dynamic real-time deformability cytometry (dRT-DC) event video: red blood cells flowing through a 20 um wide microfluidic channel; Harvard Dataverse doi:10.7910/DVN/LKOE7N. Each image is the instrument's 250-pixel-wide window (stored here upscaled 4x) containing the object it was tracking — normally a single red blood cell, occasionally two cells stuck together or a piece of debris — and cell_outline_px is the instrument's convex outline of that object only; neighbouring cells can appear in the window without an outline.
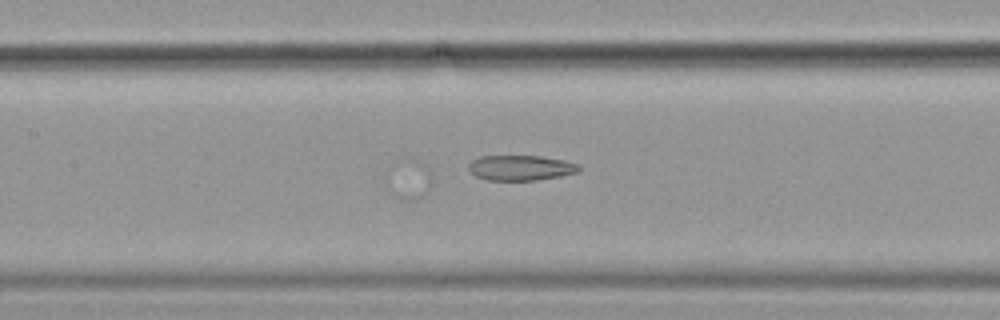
{"species": "common noctule bat (a hibernating species)", "species_latin": "Nyctalus noctula", "temperature_condition": "cold", "stored_images_in_passage": 57, "camera_frame_rate_fps": 3000, "um_per_image_px": 0.085, "animal": {"sex": "female", "body_mass_g": 19.9}, "frame": {"image": 1, "passage_image": 27, "time_ms": 8.667, "image_size_px": [1000, 320], "cell_outline_px": [[580, 172], [560, 176], [536, 180], [488, 180], [476, 176], [468, 168], [468, 164], [472, 160], [480, 156], [540, 156], [564, 160], [580, 164]], "centroid_in_image_um": [44.29, 14.26], "position_along_channel_um": 163.1, "area_um2": 16.24}}
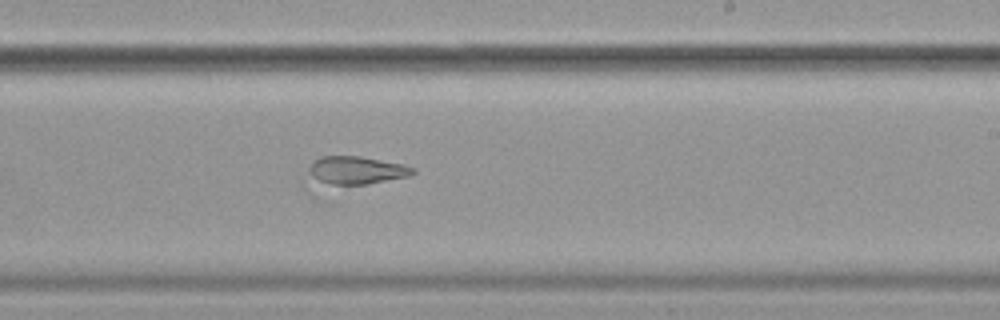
{"frame": {"image": 2, "passage_image": 35, "time_ms": 11.333, "image_size_px": [1000, 320], "cell_outline_px": [[416, 172], [408, 176], [312, 196], [308, 196], [304, 188], [308, 168], [320, 156], [360, 156], [404, 164], [416, 168]], "centroid_in_image_um": [29.81, 14.73], "position_along_channel_um": 259.2, "area_um2": 20.75}}
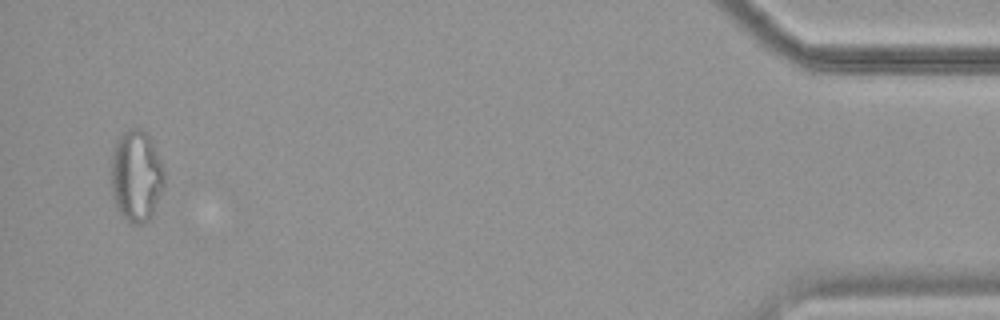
{"frame": {"image": 3, "passage_image": 55, "time_ms": 18.0, "image_size_px": [1000, 320], "cell_outline_px": [[164, 188], [152, 216], [148, 220], [140, 224], [132, 224], [120, 212], [116, 204], [112, 192], [112, 152], [116, 140], [128, 128], [140, 128], [152, 140], [164, 168]], "centroid_in_image_um": [11.61, 14.94], "position_along_channel_um": 423.6, "area_um2": 28.32}}